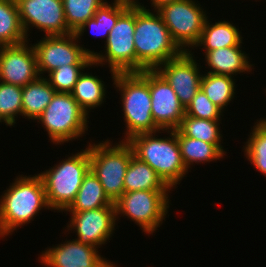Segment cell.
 Listing matches in <instances>:
<instances>
[{"instance_id":"cell-29","label":"cell","mask_w":266,"mask_h":267,"mask_svg":"<svg viewBox=\"0 0 266 267\" xmlns=\"http://www.w3.org/2000/svg\"><path fill=\"white\" fill-rule=\"evenodd\" d=\"M254 124L246 145L243 147L244 155L256 170L266 176V118H260Z\"/></svg>"},{"instance_id":"cell-34","label":"cell","mask_w":266,"mask_h":267,"mask_svg":"<svg viewBox=\"0 0 266 267\" xmlns=\"http://www.w3.org/2000/svg\"><path fill=\"white\" fill-rule=\"evenodd\" d=\"M176 1H180V0H151V5L153 8V10H157L158 8H160L161 6L168 4V3H172V2H176Z\"/></svg>"},{"instance_id":"cell-16","label":"cell","mask_w":266,"mask_h":267,"mask_svg":"<svg viewBox=\"0 0 266 267\" xmlns=\"http://www.w3.org/2000/svg\"><path fill=\"white\" fill-rule=\"evenodd\" d=\"M28 44L0 46L1 82L24 87L40 76L34 47Z\"/></svg>"},{"instance_id":"cell-1","label":"cell","mask_w":266,"mask_h":267,"mask_svg":"<svg viewBox=\"0 0 266 267\" xmlns=\"http://www.w3.org/2000/svg\"><path fill=\"white\" fill-rule=\"evenodd\" d=\"M134 45L136 72L155 70L183 53L172 39L160 14L155 10L151 12L138 1H135Z\"/></svg>"},{"instance_id":"cell-4","label":"cell","mask_w":266,"mask_h":267,"mask_svg":"<svg viewBox=\"0 0 266 267\" xmlns=\"http://www.w3.org/2000/svg\"><path fill=\"white\" fill-rule=\"evenodd\" d=\"M112 80L115 88L121 91L123 118L127 129L122 141L137 134L160 131L151 112L149 70L116 73Z\"/></svg>"},{"instance_id":"cell-23","label":"cell","mask_w":266,"mask_h":267,"mask_svg":"<svg viewBox=\"0 0 266 267\" xmlns=\"http://www.w3.org/2000/svg\"><path fill=\"white\" fill-rule=\"evenodd\" d=\"M125 192L139 190H171L147 163L134 155L124 177Z\"/></svg>"},{"instance_id":"cell-25","label":"cell","mask_w":266,"mask_h":267,"mask_svg":"<svg viewBox=\"0 0 266 267\" xmlns=\"http://www.w3.org/2000/svg\"><path fill=\"white\" fill-rule=\"evenodd\" d=\"M27 39L19 18L17 2L0 0V46L18 45Z\"/></svg>"},{"instance_id":"cell-32","label":"cell","mask_w":266,"mask_h":267,"mask_svg":"<svg viewBox=\"0 0 266 267\" xmlns=\"http://www.w3.org/2000/svg\"><path fill=\"white\" fill-rule=\"evenodd\" d=\"M89 66H94V63L91 65H64L50 72L47 79L56 92L71 93L79 76L83 73L81 71Z\"/></svg>"},{"instance_id":"cell-12","label":"cell","mask_w":266,"mask_h":267,"mask_svg":"<svg viewBox=\"0 0 266 267\" xmlns=\"http://www.w3.org/2000/svg\"><path fill=\"white\" fill-rule=\"evenodd\" d=\"M23 31L29 27L44 31L45 36L73 33L67 26L62 0H16Z\"/></svg>"},{"instance_id":"cell-21","label":"cell","mask_w":266,"mask_h":267,"mask_svg":"<svg viewBox=\"0 0 266 267\" xmlns=\"http://www.w3.org/2000/svg\"><path fill=\"white\" fill-rule=\"evenodd\" d=\"M101 207H115V204L105 194L103 186L90 169L85 175L74 201L65 212H82Z\"/></svg>"},{"instance_id":"cell-33","label":"cell","mask_w":266,"mask_h":267,"mask_svg":"<svg viewBox=\"0 0 266 267\" xmlns=\"http://www.w3.org/2000/svg\"><path fill=\"white\" fill-rule=\"evenodd\" d=\"M223 110L215 105L206 94L199 89L191 103L185 108V114L190 117L207 120H220Z\"/></svg>"},{"instance_id":"cell-22","label":"cell","mask_w":266,"mask_h":267,"mask_svg":"<svg viewBox=\"0 0 266 267\" xmlns=\"http://www.w3.org/2000/svg\"><path fill=\"white\" fill-rule=\"evenodd\" d=\"M243 37L237 27L228 21H218L210 24L206 18L200 39L195 47L205 49V54L219 48L238 46Z\"/></svg>"},{"instance_id":"cell-17","label":"cell","mask_w":266,"mask_h":267,"mask_svg":"<svg viewBox=\"0 0 266 267\" xmlns=\"http://www.w3.org/2000/svg\"><path fill=\"white\" fill-rule=\"evenodd\" d=\"M72 240L42 251L39 261L47 267H116L98 254L97 247Z\"/></svg>"},{"instance_id":"cell-15","label":"cell","mask_w":266,"mask_h":267,"mask_svg":"<svg viewBox=\"0 0 266 267\" xmlns=\"http://www.w3.org/2000/svg\"><path fill=\"white\" fill-rule=\"evenodd\" d=\"M151 112L160 130H177L185 116V108L171 85L156 70H149Z\"/></svg>"},{"instance_id":"cell-13","label":"cell","mask_w":266,"mask_h":267,"mask_svg":"<svg viewBox=\"0 0 266 267\" xmlns=\"http://www.w3.org/2000/svg\"><path fill=\"white\" fill-rule=\"evenodd\" d=\"M71 220L68 223V230L72 229L77 233V240L80 243L101 247L112 236L116 226L115 207H101L82 212H70ZM117 218V219H116Z\"/></svg>"},{"instance_id":"cell-27","label":"cell","mask_w":266,"mask_h":267,"mask_svg":"<svg viewBox=\"0 0 266 267\" xmlns=\"http://www.w3.org/2000/svg\"><path fill=\"white\" fill-rule=\"evenodd\" d=\"M220 121L199 119L185 114L177 130L183 136L214 144L226 154L224 147L221 145L223 135L220 133Z\"/></svg>"},{"instance_id":"cell-28","label":"cell","mask_w":266,"mask_h":267,"mask_svg":"<svg viewBox=\"0 0 266 267\" xmlns=\"http://www.w3.org/2000/svg\"><path fill=\"white\" fill-rule=\"evenodd\" d=\"M235 84V79L232 76L207 72L202 75L200 89L210 101L223 110L235 97Z\"/></svg>"},{"instance_id":"cell-2","label":"cell","mask_w":266,"mask_h":267,"mask_svg":"<svg viewBox=\"0 0 266 267\" xmlns=\"http://www.w3.org/2000/svg\"><path fill=\"white\" fill-rule=\"evenodd\" d=\"M19 177V178H18ZM0 199V237L33 221L41 209H49L41 177L18 176ZM28 222V223H27Z\"/></svg>"},{"instance_id":"cell-9","label":"cell","mask_w":266,"mask_h":267,"mask_svg":"<svg viewBox=\"0 0 266 267\" xmlns=\"http://www.w3.org/2000/svg\"><path fill=\"white\" fill-rule=\"evenodd\" d=\"M170 190H139L124 192L114 203L116 216L125 215L147 234L161 226L168 213Z\"/></svg>"},{"instance_id":"cell-20","label":"cell","mask_w":266,"mask_h":267,"mask_svg":"<svg viewBox=\"0 0 266 267\" xmlns=\"http://www.w3.org/2000/svg\"><path fill=\"white\" fill-rule=\"evenodd\" d=\"M56 90L48 79L40 75L36 80L22 87V116L36 120L51 102Z\"/></svg>"},{"instance_id":"cell-5","label":"cell","mask_w":266,"mask_h":267,"mask_svg":"<svg viewBox=\"0 0 266 267\" xmlns=\"http://www.w3.org/2000/svg\"><path fill=\"white\" fill-rule=\"evenodd\" d=\"M90 170L88 147L39 173L51 210L65 211L74 201L85 175Z\"/></svg>"},{"instance_id":"cell-26","label":"cell","mask_w":266,"mask_h":267,"mask_svg":"<svg viewBox=\"0 0 266 267\" xmlns=\"http://www.w3.org/2000/svg\"><path fill=\"white\" fill-rule=\"evenodd\" d=\"M98 76L82 73L76 82L71 95L80 107L89 115L88 110L101 106L105 99L106 88Z\"/></svg>"},{"instance_id":"cell-7","label":"cell","mask_w":266,"mask_h":267,"mask_svg":"<svg viewBox=\"0 0 266 267\" xmlns=\"http://www.w3.org/2000/svg\"><path fill=\"white\" fill-rule=\"evenodd\" d=\"M89 115L71 93H58L36 119L48 132L51 142L58 144L82 137L88 129Z\"/></svg>"},{"instance_id":"cell-31","label":"cell","mask_w":266,"mask_h":267,"mask_svg":"<svg viewBox=\"0 0 266 267\" xmlns=\"http://www.w3.org/2000/svg\"><path fill=\"white\" fill-rule=\"evenodd\" d=\"M22 116V87L0 81V120L11 127Z\"/></svg>"},{"instance_id":"cell-30","label":"cell","mask_w":266,"mask_h":267,"mask_svg":"<svg viewBox=\"0 0 266 267\" xmlns=\"http://www.w3.org/2000/svg\"><path fill=\"white\" fill-rule=\"evenodd\" d=\"M65 21L68 28L75 33L96 11L105 0H62Z\"/></svg>"},{"instance_id":"cell-6","label":"cell","mask_w":266,"mask_h":267,"mask_svg":"<svg viewBox=\"0 0 266 267\" xmlns=\"http://www.w3.org/2000/svg\"><path fill=\"white\" fill-rule=\"evenodd\" d=\"M109 141L89 143L88 150L90 169L97 176L105 194L115 203L125 192L124 177L134 153L127 141H119L115 145Z\"/></svg>"},{"instance_id":"cell-24","label":"cell","mask_w":266,"mask_h":267,"mask_svg":"<svg viewBox=\"0 0 266 267\" xmlns=\"http://www.w3.org/2000/svg\"><path fill=\"white\" fill-rule=\"evenodd\" d=\"M177 141L180 147L181 158L188 170L194 162L205 163L220 160L225 155L216 145L183 136L177 130Z\"/></svg>"},{"instance_id":"cell-8","label":"cell","mask_w":266,"mask_h":267,"mask_svg":"<svg viewBox=\"0 0 266 267\" xmlns=\"http://www.w3.org/2000/svg\"><path fill=\"white\" fill-rule=\"evenodd\" d=\"M135 2L118 18L117 23L105 41L103 53L92 56L94 65H107L112 78L116 73L136 72V51L134 45Z\"/></svg>"},{"instance_id":"cell-14","label":"cell","mask_w":266,"mask_h":267,"mask_svg":"<svg viewBox=\"0 0 266 267\" xmlns=\"http://www.w3.org/2000/svg\"><path fill=\"white\" fill-rule=\"evenodd\" d=\"M191 52V50L183 52L155 69L171 85L184 108L191 103L199 91L203 75Z\"/></svg>"},{"instance_id":"cell-10","label":"cell","mask_w":266,"mask_h":267,"mask_svg":"<svg viewBox=\"0 0 266 267\" xmlns=\"http://www.w3.org/2000/svg\"><path fill=\"white\" fill-rule=\"evenodd\" d=\"M194 0L165 4L156 11L168 28L172 39L183 52H189L200 39L207 13ZM187 47V48H186Z\"/></svg>"},{"instance_id":"cell-18","label":"cell","mask_w":266,"mask_h":267,"mask_svg":"<svg viewBox=\"0 0 266 267\" xmlns=\"http://www.w3.org/2000/svg\"><path fill=\"white\" fill-rule=\"evenodd\" d=\"M241 43L238 46L219 48L209 51L205 54V61L210 70L208 73L216 75H228L234 77V74L250 72L253 68L248 61L247 54L241 49Z\"/></svg>"},{"instance_id":"cell-11","label":"cell","mask_w":266,"mask_h":267,"mask_svg":"<svg viewBox=\"0 0 266 267\" xmlns=\"http://www.w3.org/2000/svg\"><path fill=\"white\" fill-rule=\"evenodd\" d=\"M33 44L37 69L40 74H48L64 65H91L94 51L78 43L75 33L68 35L45 36ZM77 42V43H76Z\"/></svg>"},{"instance_id":"cell-19","label":"cell","mask_w":266,"mask_h":267,"mask_svg":"<svg viewBox=\"0 0 266 267\" xmlns=\"http://www.w3.org/2000/svg\"><path fill=\"white\" fill-rule=\"evenodd\" d=\"M136 0H114L112 4L107 1L96 11L93 18L88 19L76 32L75 35L80 39L81 35L89 27L93 34L102 36L107 40L110 31L117 23L118 18L135 2ZM85 30V31H84Z\"/></svg>"},{"instance_id":"cell-3","label":"cell","mask_w":266,"mask_h":267,"mask_svg":"<svg viewBox=\"0 0 266 267\" xmlns=\"http://www.w3.org/2000/svg\"><path fill=\"white\" fill-rule=\"evenodd\" d=\"M167 131L170 137L157 138L155 134ZM132 136L127 142L133 149L134 156L147 163L163 182L170 188L185 177L188 170L181 158L177 141V130H161Z\"/></svg>"}]
</instances>
